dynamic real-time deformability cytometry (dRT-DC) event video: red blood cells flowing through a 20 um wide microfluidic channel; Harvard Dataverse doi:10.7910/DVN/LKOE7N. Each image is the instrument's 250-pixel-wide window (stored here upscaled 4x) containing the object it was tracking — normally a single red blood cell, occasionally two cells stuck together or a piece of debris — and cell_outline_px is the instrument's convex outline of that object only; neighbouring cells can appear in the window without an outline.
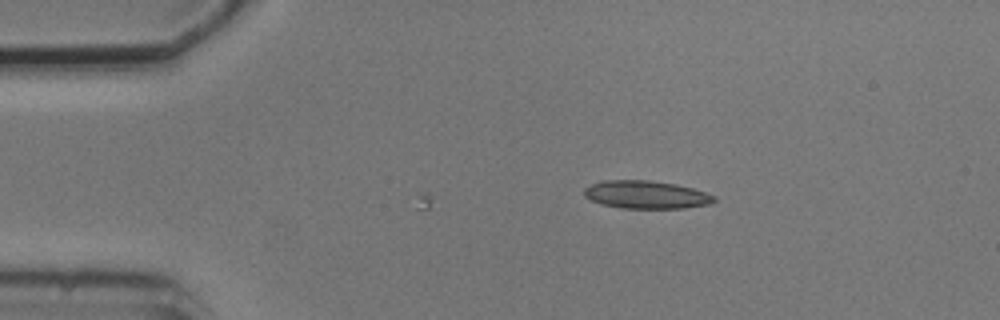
{"species": "common noctule bat (a hibernating species)", "species_latin": "Nyctalus noctula", "temperature_condition": "cold", "stored_images_in_passage": 5, "camera_frame_rate_fps": 3000, "um_per_image_px": 0.085, "animal": {"sex": "male", "body_mass_g": 20.5, "forearm_length_mm": 52.5}, "frame": {"image": 1, "passage_image": 1, "time_ms": 0.0, "image_size_px": [1000, 320], "cell_outline_px": [[716, 200], [712, 204], [684, 208], [620, 208], [600, 204], [584, 196], [584, 188], [600, 180], [648, 180], [676, 184], [692, 188], [716, 196]], "centroid_in_image_um": [54.92, 16.55], "position_along_channel_um": 30.1, "area_um2": 21.27}}
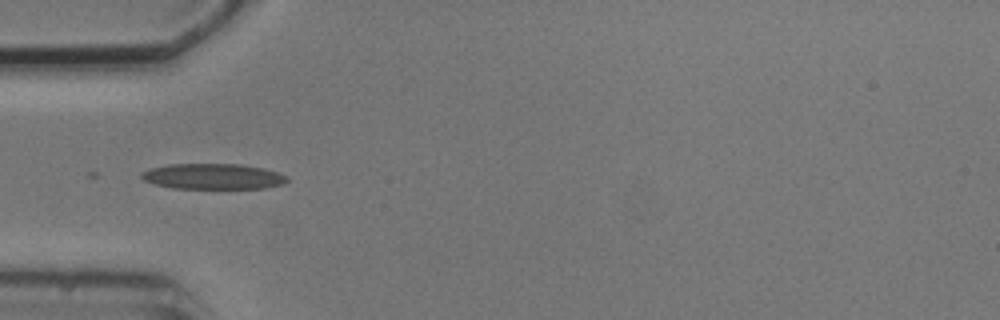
{"frame": {"image": 2, "passage_image": 3, "time_ms": 2.333, "image_size_px": [1000, 320], "cell_outline_px": [[288, 180], [284, 184], [264, 188], [172, 188], [156, 184], [144, 180], [140, 176], [140, 172], [148, 168], [168, 164], [240, 164], [264, 168], [288, 176]], "centroid_in_image_um": [18.09, 14.99], "position_along_channel_um": 66.9, "area_um2": 21.79}}
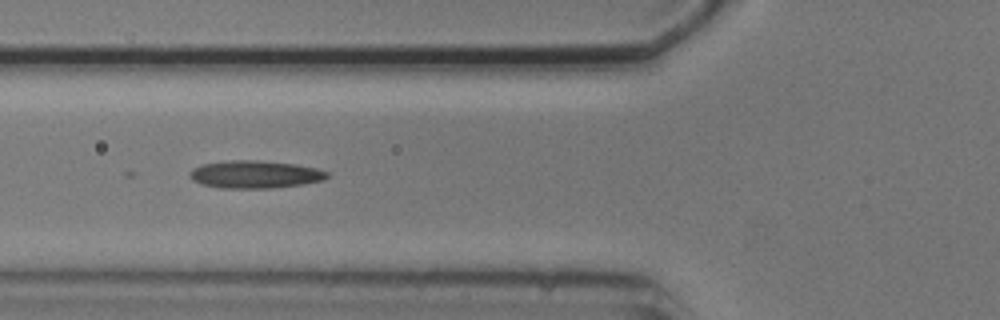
{"frame": {"image": 3, "passage_image": 4, "time_ms": 3.333, "image_size_px": [1000, 320], "cell_outline_px": [[328, 176], [324, 180], [304, 184], [272, 188], [220, 188], [200, 184], [192, 180], [188, 176], [188, 172], [192, 168], [200, 164], [228, 160], [256, 160], [296, 164], [316, 168], [328, 172]], "centroid_in_image_um": [21.62, 14.82], "position_along_channel_um": 104.2, "area_um2": 22.43}}